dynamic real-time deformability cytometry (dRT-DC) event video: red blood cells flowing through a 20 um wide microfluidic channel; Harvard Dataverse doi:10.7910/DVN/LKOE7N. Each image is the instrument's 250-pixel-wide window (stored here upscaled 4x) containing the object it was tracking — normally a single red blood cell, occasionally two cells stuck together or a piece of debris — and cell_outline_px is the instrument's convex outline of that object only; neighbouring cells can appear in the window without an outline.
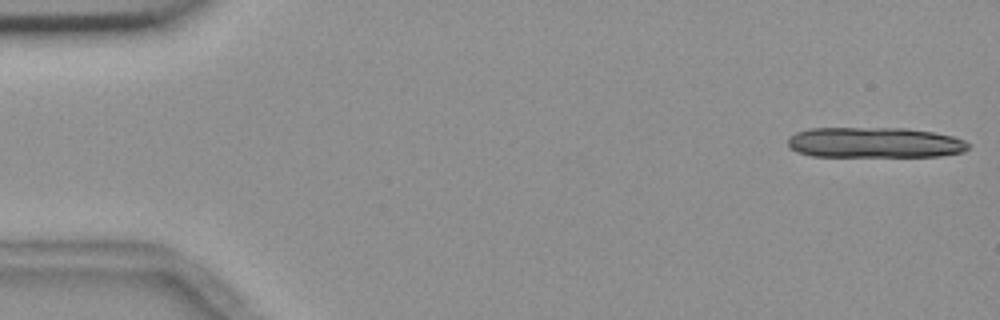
{"species": "common noctule bat (a hibernating species)", "species_latin": "Nyctalus noctula", "temperature_condition": "room temperature", "stored_images_in_passage": 13, "camera_frame_rate_fps": 3000, "um_per_image_px": 0.085, "animal": {"sex": "female", "body_mass_g": 18.4}, "frame": {"image": 1, "passage_image": 1, "time_ms": 0.0, "image_size_px": [1000, 320], "cell_outline_px": [[972, 144], [964, 152], [940, 156], [812, 156], [796, 152], [788, 148], [788, 136], [796, 132], [812, 128], [904, 128], [932, 132], [952, 136], [964, 140]], "centroid_in_image_um": [74.32, 12.12], "position_along_channel_um": 10.7, "area_um2": 32.31}}